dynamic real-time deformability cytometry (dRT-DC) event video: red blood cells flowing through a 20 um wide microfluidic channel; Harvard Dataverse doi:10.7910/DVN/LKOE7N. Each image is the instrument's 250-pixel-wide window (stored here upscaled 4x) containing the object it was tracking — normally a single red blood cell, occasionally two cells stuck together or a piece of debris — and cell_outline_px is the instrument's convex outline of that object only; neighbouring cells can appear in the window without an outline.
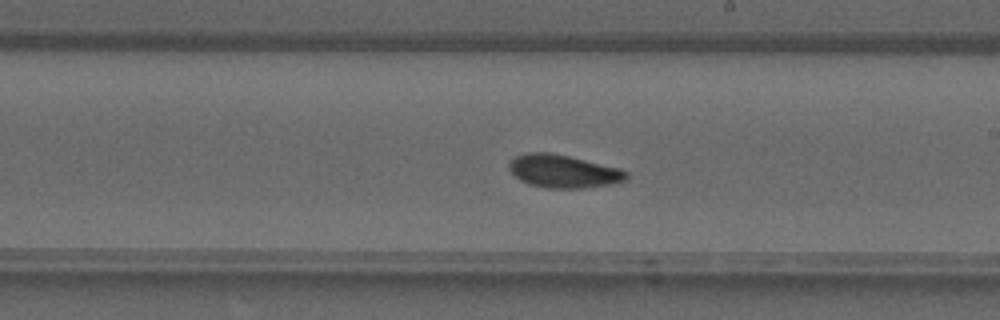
{"species": "common noctule bat (a hibernating species)", "species_latin": "Nyctalus noctula", "temperature_condition": "warm", "stored_images_in_passage": 22, "camera_frame_rate_fps": 3000, "um_per_image_px": 0.085, "animal": {"sex": "male", "forearm_length_mm": 52.5}, "frame": {"image": 1, "passage_image": 22, "time_ms": 7.0, "image_size_px": [1000, 320], "cell_outline_px": [[628, 180], [608, 184], [584, 188], [548, 188], [528, 184], [520, 180], [508, 168], [508, 164], [516, 156], [524, 152], [552, 152], [620, 168], [628, 172]], "centroid_in_image_um": [47.88, 14.55], "position_along_channel_um": 241.1, "area_um2": 22.6}}